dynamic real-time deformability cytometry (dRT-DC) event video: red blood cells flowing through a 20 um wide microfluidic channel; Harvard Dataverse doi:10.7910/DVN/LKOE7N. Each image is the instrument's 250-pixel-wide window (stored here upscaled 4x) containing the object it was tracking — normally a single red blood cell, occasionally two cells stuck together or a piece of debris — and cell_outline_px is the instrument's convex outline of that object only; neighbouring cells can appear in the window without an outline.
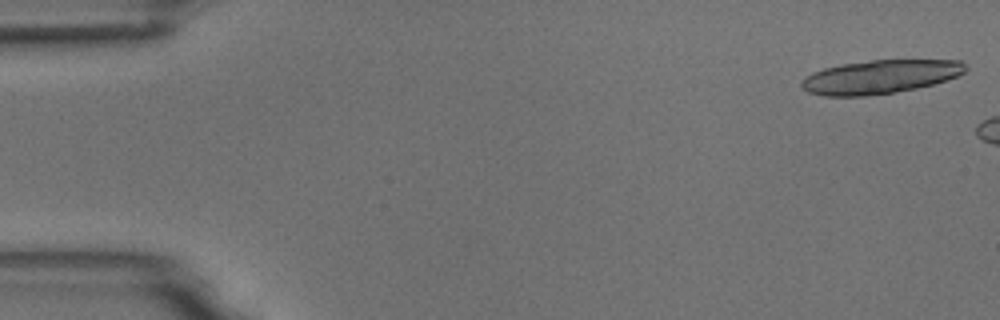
{"species": "common noctule bat (a hibernating species)", "species_latin": "Nyctalus noctula", "temperature_condition": "room temperature", "stored_images_in_passage": 3, "camera_frame_rate_fps": 3000, "um_per_image_px": 0.085, "animal": {"sex": "male", "body_mass_g": 18.8}, "frame": {"image": 1, "passage_image": 1, "time_ms": 0.0, "image_size_px": [1000, 320], "cell_outline_px": [[968, 68], [964, 72], [948, 80], [916, 88], [892, 92], [864, 96], [824, 96], [808, 92], [800, 88], [800, 80], [804, 76], [812, 72], [824, 68], [840, 64], [872, 60], [960, 60]], "centroid_in_image_um": [74.75, 6.53], "position_along_channel_um": 10.3, "area_um2": 32.25}}